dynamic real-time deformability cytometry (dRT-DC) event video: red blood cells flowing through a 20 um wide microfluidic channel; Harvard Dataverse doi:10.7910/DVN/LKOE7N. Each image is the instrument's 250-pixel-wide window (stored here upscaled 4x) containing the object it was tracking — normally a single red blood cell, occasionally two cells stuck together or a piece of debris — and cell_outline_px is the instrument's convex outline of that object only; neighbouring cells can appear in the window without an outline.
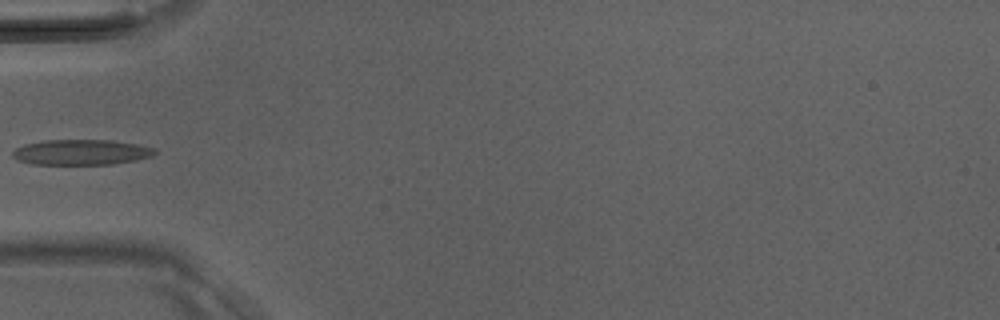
{"species": "Egyptian fruit bat (a non-hibernating species)", "species_latin": "Rousettus aegyptiacus", "temperature_condition": "room temperature", "stored_images_in_passage": 28, "camera_frame_rate_fps": 3000, "um_per_image_px": 0.085, "animal": {"sex": "male"}, "frame": {"image": 1, "passage_image": 1, "time_ms": 0.0, "image_size_px": [1000, 320], "cell_outline_px": [[156, 152], [152, 156], [136, 160], [112, 164], [32, 164], [20, 160], [12, 156], [12, 152], [16, 148], [24, 144], [44, 140], [112, 140], [136, 144], [156, 148]], "centroid_in_image_um": [6.91, 12.93], "position_along_channel_um": 78.1, "area_um2": 20.98}}
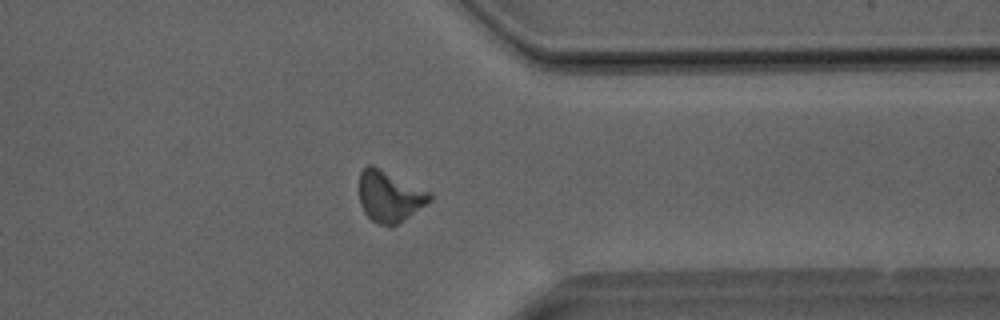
{"frame": {"image": 2, "passage_image": 19, "time_ms": 6.0, "image_size_px": [1000, 320], "cell_outline_px": [[436, 196], [432, 200], [392, 228], [380, 224], [372, 220], [364, 212], [360, 204], [360, 172], [368, 164], [372, 164], [432, 192]], "centroid_in_image_um": [33.15, 16.69], "position_along_channel_um": 378.3, "area_um2": 21.27}}
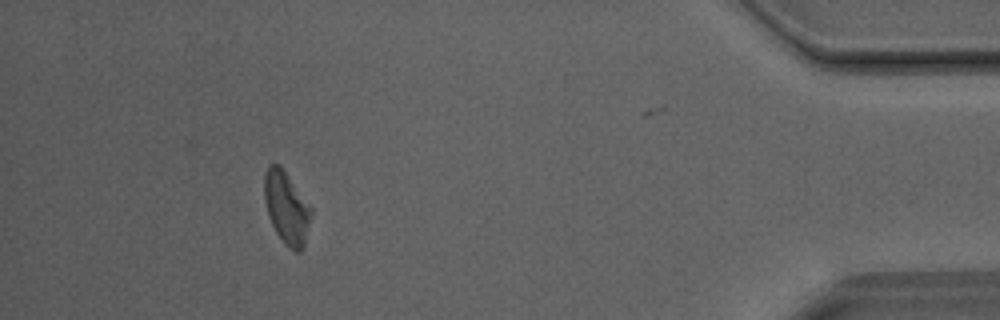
{"frame": {"image": 3, "passage_image": 24, "time_ms": 7.667, "image_size_px": [1000, 320], "cell_outline_px": [[312, 212], [304, 248], [300, 252], [296, 252], [288, 248], [284, 244], [276, 232], [272, 224], [268, 212], [264, 196], [264, 176], [268, 164], [280, 164], [312, 208]], "centroid_in_image_um": [24.37, 17.67], "position_along_channel_um": 410.8, "area_um2": 19.77}}